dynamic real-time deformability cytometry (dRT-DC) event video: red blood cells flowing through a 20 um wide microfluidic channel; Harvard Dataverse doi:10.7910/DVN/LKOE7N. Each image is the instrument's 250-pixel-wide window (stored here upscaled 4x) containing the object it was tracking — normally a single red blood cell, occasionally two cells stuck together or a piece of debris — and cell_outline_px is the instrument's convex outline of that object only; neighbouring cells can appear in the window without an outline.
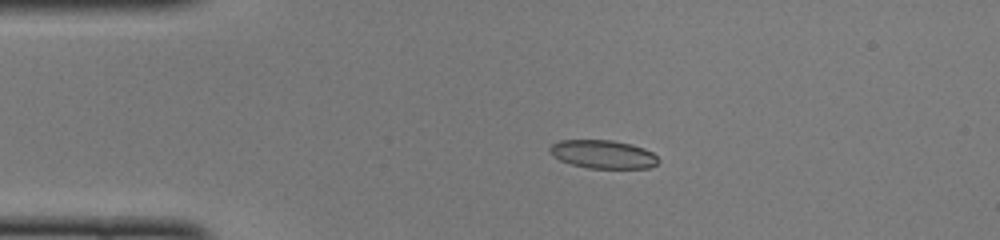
{"species": "common noctule bat (a hibernating species)", "species_latin": "Nyctalus noctula", "temperature_condition": "cold", "stored_images_in_passage": 41, "camera_frame_rate_fps": 3000, "um_per_image_px": 0.085, "animal": {"sex": "female", "body_mass_g": 22.0, "forearm_length_mm": 56.7}, "frame": {"image": 1, "passage_image": 1, "time_ms": 0.0, "image_size_px": [1000, 240], "cell_outline_px": [[660, 160], [656, 164], [648, 168], [588, 168], [572, 164], [560, 160], [552, 156], [548, 152], [548, 148], [552, 144], [560, 140], [612, 140], [632, 144], [644, 148], [652, 152]], "centroid_in_image_um": [51.24, 13.11], "position_along_channel_um": 33.8, "area_um2": 18.03}}
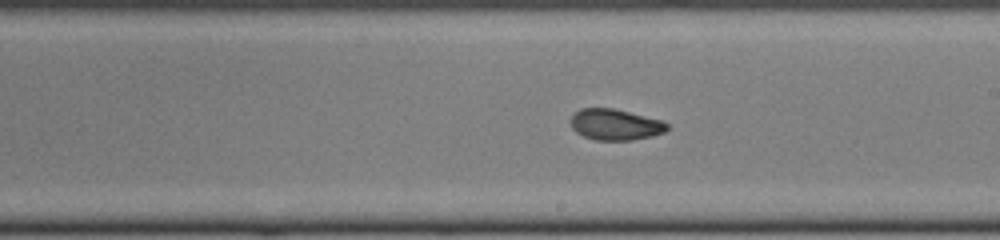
{"frame": {"image": 2, "passage_image": 19, "time_ms": 6.0, "image_size_px": [1000, 240], "cell_outline_px": [[668, 128], [664, 132], [652, 136], [632, 140], [596, 140], [584, 136], [576, 132], [572, 128], [568, 120], [572, 112], [580, 108], [612, 108], [664, 120], [668, 124]], "centroid_in_image_um": [52.26, 10.57], "position_along_channel_um": 236.7, "area_um2": 17.74}}
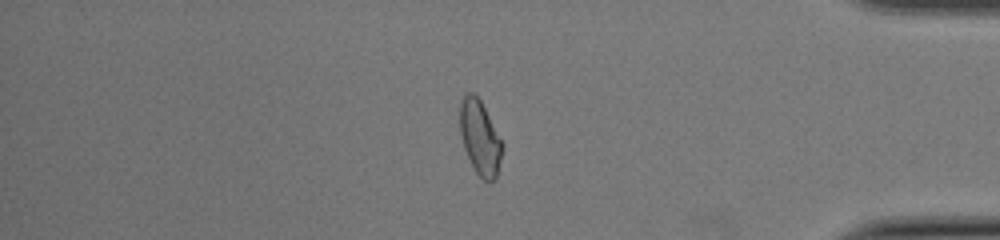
{"frame": {"image": 3, "passage_image": 33, "time_ms": 10.667, "image_size_px": [1000, 240], "cell_outline_px": [[500, 160], [496, 180], [492, 184], [488, 184], [476, 172], [464, 148], [460, 132], [460, 104], [464, 96], [468, 92], [472, 92], [480, 100], [500, 140]], "centroid_in_image_um": [40.77, 11.75], "position_along_channel_um": 394.4, "area_um2": 17.69}, "authors_computed_cell_mechanics": {"area_um2": 18.207, "velocity_mm_per_s": 4.0126, "shape_relaxation_time_tau1_ms": 7.9652, "shape_relaxation_time_tau2_ms": 1.8717, "deformation_change_tau1": 0.1653, "deformation_change_tau2": 0.057}}